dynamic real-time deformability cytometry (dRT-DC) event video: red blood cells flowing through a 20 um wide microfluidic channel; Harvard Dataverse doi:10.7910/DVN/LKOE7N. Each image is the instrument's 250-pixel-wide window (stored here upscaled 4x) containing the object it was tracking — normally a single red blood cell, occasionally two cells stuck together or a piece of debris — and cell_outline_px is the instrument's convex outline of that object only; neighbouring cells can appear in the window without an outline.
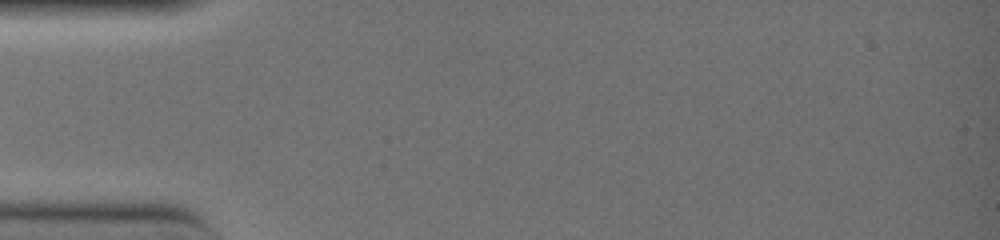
{"species": "common noctule bat (a hibernating species)", "species_latin": "Nyctalus noctula", "temperature_condition": "warm", "stored_images_in_passage": 2, "camera_frame_rate_fps": 3000, "um_per_image_px": 0.085, "animal": {"sex": "female", "body_mass_g": 19.0, "forearm_length_mm": 51.5}, "frame": {"image": 1, "passage_image": 1, "time_ms": 0.0, "image_size_px": [1000, 240], "cell_outline_px": [[144, 164], [140, 168], [104, 168], [28, 164], [24, 160], [32, 156], [104, 152], [128, 156], [144, 160]], "centroid_in_image_um": [7.48, 13.65], "position_along_channel_um": 77.5, "area_um2": 10.12}}